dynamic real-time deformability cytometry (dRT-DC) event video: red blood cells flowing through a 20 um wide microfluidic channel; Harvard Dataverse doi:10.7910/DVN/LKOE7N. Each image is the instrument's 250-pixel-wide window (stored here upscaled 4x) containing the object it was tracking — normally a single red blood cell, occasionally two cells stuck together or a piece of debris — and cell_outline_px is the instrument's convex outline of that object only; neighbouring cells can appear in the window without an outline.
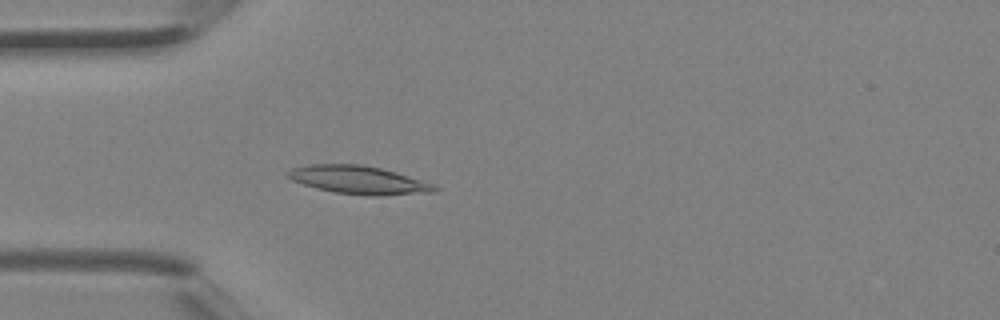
{"species": "Egyptian fruit bat (a non-hibernating species)", "species_latin": "Rousettus aegyptiacus", "temperature_condition": "room temperature", "stored_images_in_passage": 3, "camera_frame_rate_fps": 3000, "um_per_image_px": 0.085, "animal": {"sex": "female"}, "frame": {"image": 1, "passage_image": 3, "time_ms": 0.667, "image_size_px": [1000, 320], "cell_outline_px": [[440, 188], [436, 192], [380, 196], [368, 196], [336, 192], [316, 188], [292, 180], [284, 176], [284, 172], [292, 168], [308, 164], [360, 164], [380, 168], [396, 172], [432, 184]], "centroid_in_image_um": [30.45, 15.3], "position_along_channel_um": 54.6, "area_um2": 24.16}}